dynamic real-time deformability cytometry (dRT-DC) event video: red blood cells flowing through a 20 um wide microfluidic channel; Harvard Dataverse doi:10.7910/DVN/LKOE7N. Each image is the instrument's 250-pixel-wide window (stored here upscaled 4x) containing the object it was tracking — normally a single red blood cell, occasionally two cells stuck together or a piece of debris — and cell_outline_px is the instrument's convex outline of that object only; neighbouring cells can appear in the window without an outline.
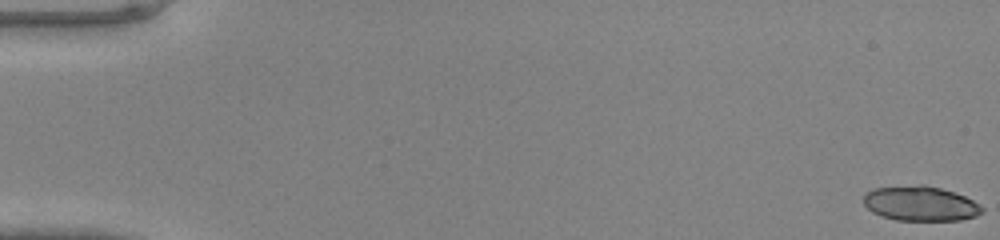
{"species": "common noctule bat (a hibernating species)", "species_latin": "Nyctalus noctula", "temperature_condition": "warm", "stored_images_in_passage": 48, "camera_frame_rate_fps": 3000, "um_per_image_px": 0.085, "animal": {"sex": "male", "body_mass_g": 20.0, "forearm_length_mm": 53.3}, "frame": {"image": 1, "passage_image": 1, "time_ms": 0.0, "image_size_px": [1000, 240], "cell_outline_px": [[984, 212], [976, 216], [960, 220], [896, 220], [880, 216], [872, 212], [864, 204], [864, 196], [872, 188], [920, 184], [924, 184], [940, 188], [964, 196], [980, 204], [984, 208]], "centroid_in_image_um": [78.24, 17.3], "position_along_channel_um": 6.8, "area_um2": 24.1}}
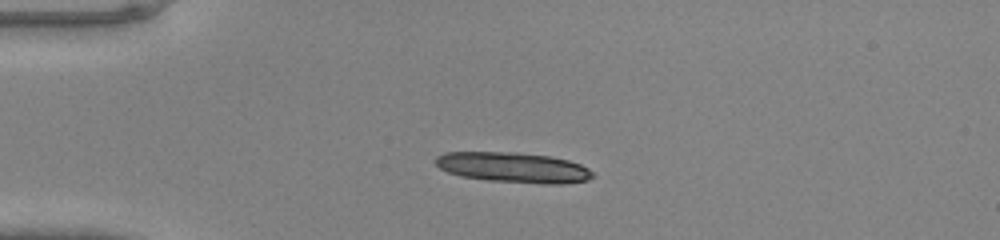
{"frame": {"image": 2, "passage_image": 13, "time_ms": 4.0, "image_size_px": [1000, 240], "cell_outline_px": [[596, 176], [588, 180], [560, 184], [540, 184], [488, 180], [460, 176], [448, 172], [440, 168], [436, 164], [436, 156], [444, 152], [512, 152], [548, 156], [568, 160], [580, 164], [588, 168]], "centroid_in_image_um": [43.64, 14.24], "position_along_channel_um": 41.4, "area_um2": 27.74}}
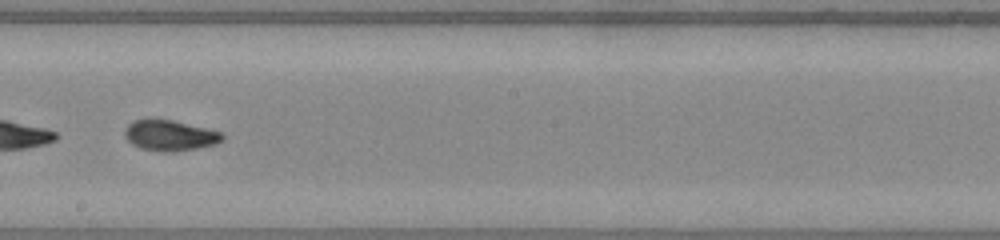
{"frame": {"image": 3, "passage_image": 29, "time_ms": 9.333, "image_size_px": [1000, 240], "cell_outline_px": [[224, 140], [216, 144], [196, 148], [172, 152], [160, 152], [140, 148], [132, 144], [124, 136], [124, 128], [132, 120], [172, 120], [224, 132]], "centroid_in_image_um": [14.45, 11.52], "position_along_channel_um": 233.7, "area_um2": 17.51}}